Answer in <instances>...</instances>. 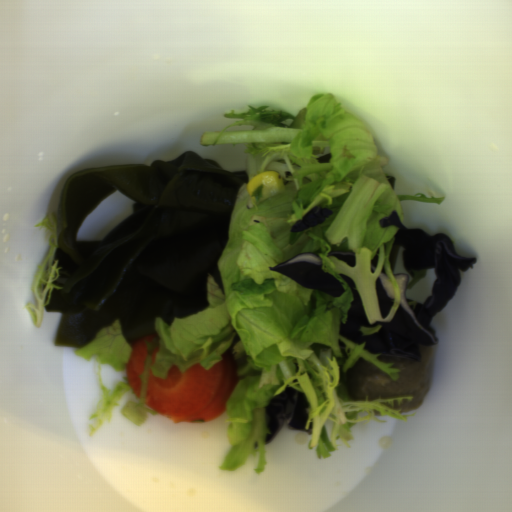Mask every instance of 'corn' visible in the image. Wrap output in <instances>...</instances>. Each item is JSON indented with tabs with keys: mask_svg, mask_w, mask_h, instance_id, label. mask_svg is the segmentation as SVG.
<instances>
[{
	"mask_svg": "<svg viewBox=\"0 0 512 512\" xmlns=\"http://www.w3.org/2000/svg\"><path fill=\"white\" fill-rule=\"evenodd\" d=\"M262 186L259 202L284 191V183L278 171H265L250 179L247 186V195H252L255 188Z\"/></svg>",
	"mask_w": 512,
	"mask_h": 512,
	"instance_id": "51d56268",
	"label": "corn"
}]
</instances>
